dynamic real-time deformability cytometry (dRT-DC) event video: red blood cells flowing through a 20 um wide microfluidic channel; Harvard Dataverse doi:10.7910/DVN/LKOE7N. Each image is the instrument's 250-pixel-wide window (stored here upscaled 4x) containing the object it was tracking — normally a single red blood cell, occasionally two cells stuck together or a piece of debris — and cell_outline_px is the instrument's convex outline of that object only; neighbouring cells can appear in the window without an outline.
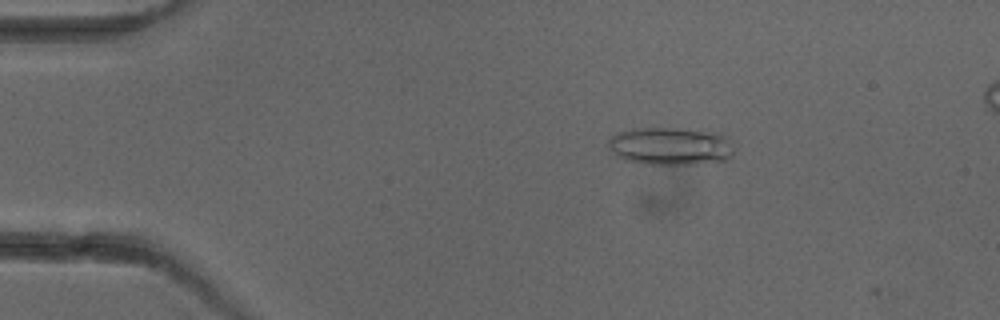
{"species": "common noctule bat (a hibernating species)", "species_latin": "Nyctalus noctula", "temperature_condition": "cold", "stored_images_in_passage": 4, "camera_frame_rate_fps": 3000, "um_per_image_px": 0.085, "animal": {"sex": "female"}, "frame": {"image": 1, "passage_image": 3, "time_ms": 2.333, "image_size_px": [1000, 320], "cell_outline_px": [[736, 148], [732, 156], [728, 160], [696, 164], [644, 164], [624, 160], [616, 156], [608, 148], [608, 140], [616, 132], [632, 128], [676, 128], [712, 132], [732, 140]], "centroid_in_image_um": [56.99, 12.43], "position_along_channel_um": 28.0, "area_um2": 28.15}}